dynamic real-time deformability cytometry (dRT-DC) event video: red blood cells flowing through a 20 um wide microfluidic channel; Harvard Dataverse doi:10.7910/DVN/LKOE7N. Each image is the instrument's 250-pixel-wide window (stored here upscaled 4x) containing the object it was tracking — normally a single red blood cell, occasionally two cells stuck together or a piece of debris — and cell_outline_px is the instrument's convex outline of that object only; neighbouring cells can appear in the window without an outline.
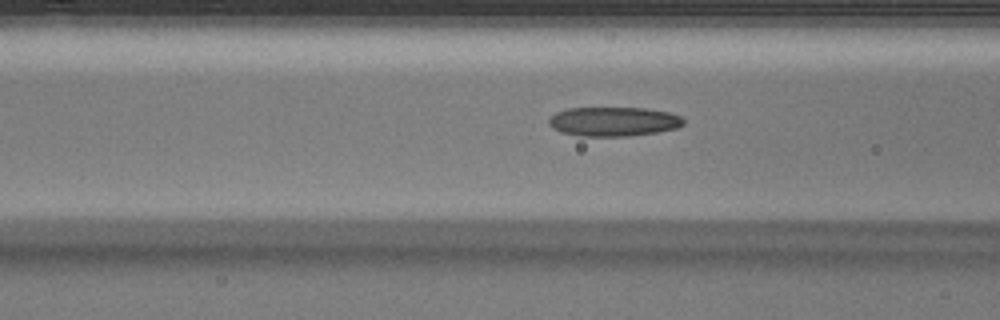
{"species": "Egyptian fruit bat (a non-hibernating species)", "species_latin": "Rousettus aegyptiacus", "temperature_condition": "warm", "stored_images_in_passage": 41, "camera_frame_rate_fps": 3000, "um_per_image_px": 0.085, "animal": {"sex": "male"}, "frame": {"image": 1, "passage_image": 20, "time_ms": 6.333, "image_size_px": [1000, 320], "cell_outline_px": [[684, 124], [676, 128], [656, 132], [628, 136], [580, 136], [560, 132], [552, 128], [548, 124], [548, 120], [556, 112], [568, 108], [644, 108], [668, 112], [680, 116], [684, 120]], "centroid_in_image_um": [52.12, 10.33], "position_along_channel_um": 114.5, "area_um2": 22.95}}
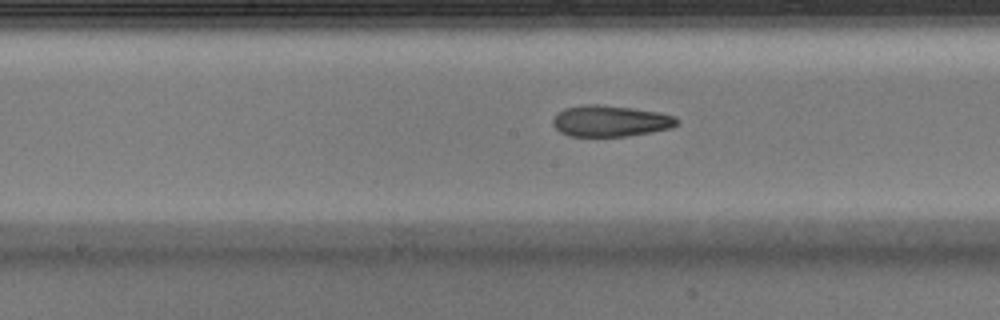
{"frame": {"image": 2, "passage_image": 26, "time_ms": 8.333, "image_size_px": [1000, 320], "cell_outline_px": [[680, 120], [672, 128], [652, 132], [628, 136], [568, 136], [560, 132], [552, 124], [552, 120], [556, 112], [564, 108], [588, 104], [596, 104], [632, 108], [660, 112], [676, 116]], "centroid_in_image_um": [51.88, 10.28], "position_along_channel_um": 196.3, "area_um2": 22.77}}
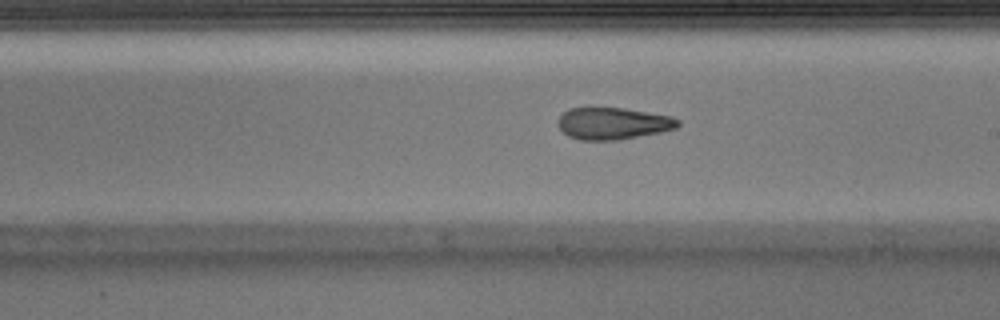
{"frame": {"image": 3, "passage_image": 29, "time_ms": 9.333, "image_size_px": [1000, 320], "cell_outline_px": [[680, 124], [676, 128], [660, 132], [616, 140], [580, 140], [568, 136], [556, 124], [560, 116], [568, 108], [588, 104], [624, 108], [672, 116], [680, 120]], "centroid_in_image_um": [52.04, 10.44], "position_along_channel_um": 237.0, "area_um2": 23.06}}